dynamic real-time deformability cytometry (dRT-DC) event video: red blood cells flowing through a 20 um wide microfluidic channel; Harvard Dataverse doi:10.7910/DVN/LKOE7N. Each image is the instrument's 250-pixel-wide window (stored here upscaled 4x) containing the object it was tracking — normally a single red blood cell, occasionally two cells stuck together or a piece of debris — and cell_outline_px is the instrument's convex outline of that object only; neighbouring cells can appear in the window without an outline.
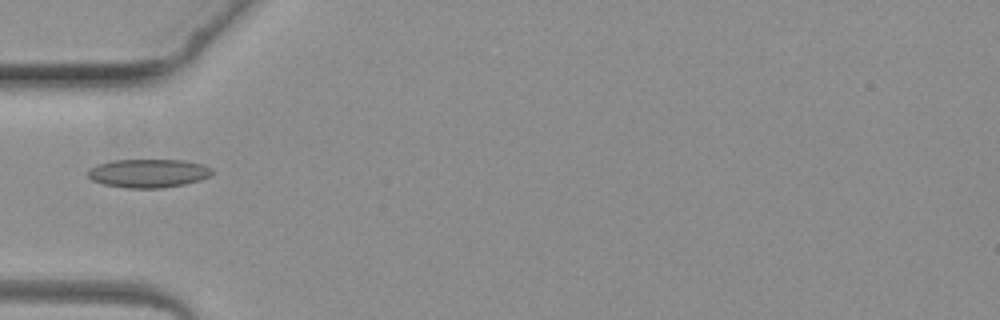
{"species": "common noctule bat (a hibernating species)", "species_latin": "Nyctalus noctula", "temperature_condition": "warm", "stored_images_in_passage": 4, "camera_frame_rate_fps": 3000, "um_per_image_px": 0.085, "animal": {"sex": "female", "body_mass_g": 19.3, "forearm_length_mm": 54.1}, "frame": {"image": 1, "passage_image": 4, "time_ms": 5.333, "image_size_px": [1000, 320], "cell_outline_px": [[212, 172], [208, 176], [200, 180], [184, 184], [160, 188], [124, 188], [104, 184], [92, 180], [88, 176], [88, 168], [96, 164], [112, 160], [184, 160], [204, 164], [212, 168]], "centroid_in_image_um": [12.58, 14.72], "position_along_channel_um": 72.4, "area_um2": 20.75}}